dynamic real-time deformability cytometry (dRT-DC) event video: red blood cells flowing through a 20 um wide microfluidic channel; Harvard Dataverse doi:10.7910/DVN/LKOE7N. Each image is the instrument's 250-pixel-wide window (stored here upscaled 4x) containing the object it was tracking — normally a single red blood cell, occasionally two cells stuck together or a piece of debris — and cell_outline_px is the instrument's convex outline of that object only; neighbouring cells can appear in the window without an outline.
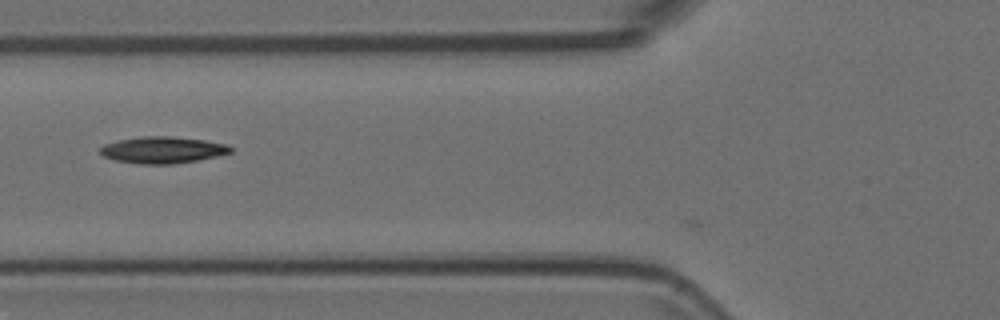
{"species": "Egyptian fruit bat (a non-hibernating species)", "species_latin": "Rousettus aegyptiacus", "temperature_condition": "room temperature", "stored_images_in_passage": 34, "camera_frame_rate_fps": 3000, "um_per_image_px": 0.085, "animal": {"sex": "female"}, "frame": {"image": 1, "passage_image": 4, "time_ms": 1.0, "image_size_px": [1000, 320], "cell_outline_px": [[232, 152], [216, 156], [196, 160], [172, 164], [140, 164], [116, 160], [104, 156], [100, 152], [100, 148], [104, 144], [120, 140], [140, 136], [168, 136], [204, 140], [228, 144], [232, 148]], "centroid_in_image_um": [13.83, 12.74], "position_along_channel_um": 112.0, "area_um2": 20.06}}
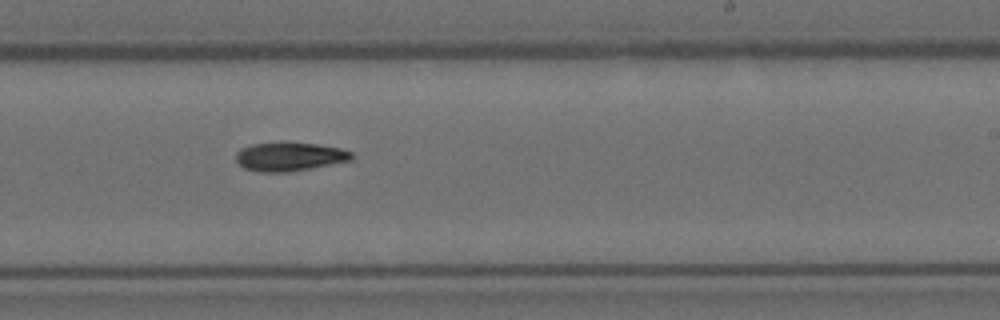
{"frame": {"image": 2, "passage_image": 16, "time_ms": 5.0, "image_size_px": [1000, 320], "cell_outline_px": [[356, 156], [352, 160], [288, 172], [256, 172], [244, 168], [236, 160], [236, 152], [240, 148], [252, 144], [316, 144], [340, 148], [352, 152]], "centroid_in_image_um": [24.61, 13.34], "position_along_channel_um": 264.4, "area_um2": 18.96}}
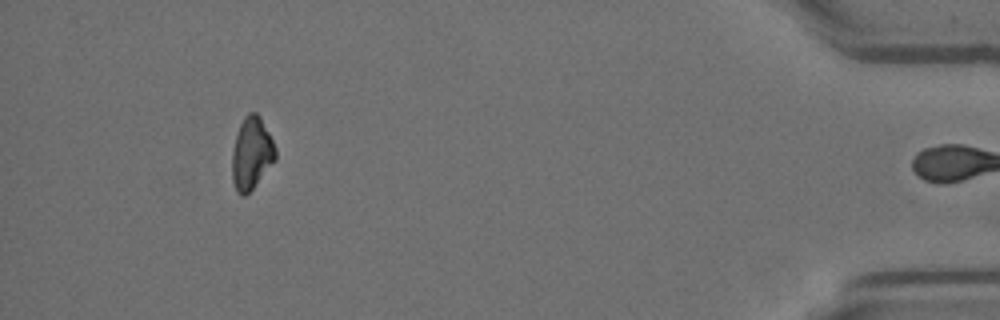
{"frame": {"image": 3, "passage_image": 33, "time_ms": 10.667, "image_size_px": [1000, 320], "cell_outline_px": [[276, 160], [252, 188], [244, 196], [240, 196], [236, 192], [232, 180], [232, 152], [236, 136], [240, 124], [244, 116], [248, 112], [256, 112], [260, 116], [276, 148]], "centroid_in_image_um": [21.37, 13.04], "position_along_channel_um": 413.8, "area_um2": 18.21}}